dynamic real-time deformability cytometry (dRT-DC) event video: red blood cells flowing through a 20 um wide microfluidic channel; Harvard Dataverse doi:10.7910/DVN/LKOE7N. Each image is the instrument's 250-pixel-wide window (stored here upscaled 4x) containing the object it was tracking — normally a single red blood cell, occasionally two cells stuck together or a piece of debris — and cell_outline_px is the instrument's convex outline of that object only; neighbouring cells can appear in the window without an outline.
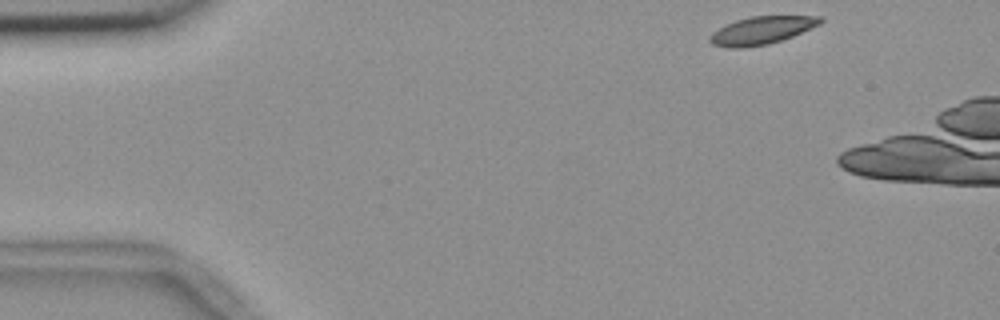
{"species": "common noctule bat (a hibernating species)", "species_latin": "Nyctalus noctula", "temperature_condition": "room temperature", "stored_images_in_passage": 6, "camera_frame_rate_fps": 3000, "um_per_image_px": 0.085, "animal": {"sex": "female", "body_mass_g": 18.4}, "frame": {"image": 1, "passage_image": 1, "time_ms": 0.0, "image_size_px": [1000, 320], "cell_outline_px": [[824, 20], [820, 24], [792, 36], [768, 44], [744, 48], [728, 48], [712, 44], [708, 40], [708, 36], [712, 32], [736, 20], [752, 16], [824, 16]], "centroid_in_image_um": [64.72, 2.58], "position_along_channel_um": 20.3, "area_um2": 17.8}}